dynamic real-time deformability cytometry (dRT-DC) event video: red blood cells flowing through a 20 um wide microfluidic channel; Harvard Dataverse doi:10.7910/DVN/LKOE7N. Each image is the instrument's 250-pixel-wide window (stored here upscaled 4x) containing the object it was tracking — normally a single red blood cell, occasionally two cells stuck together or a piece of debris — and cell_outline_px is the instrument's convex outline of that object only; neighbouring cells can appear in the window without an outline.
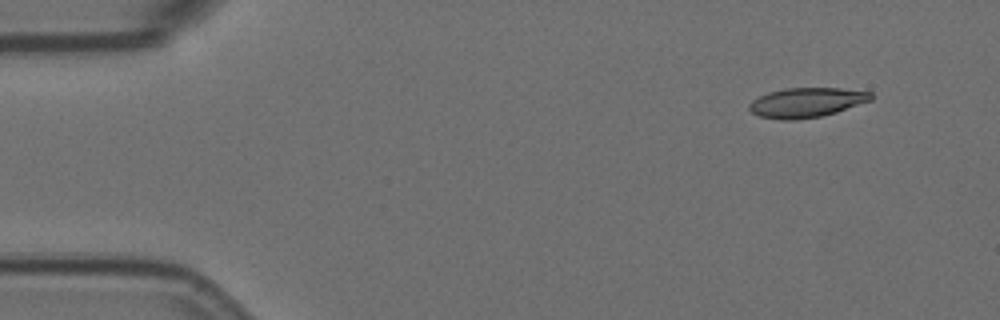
{"species": "Egyptian fruit bat (a non-hibernating species)", "species_latin": "Rousettus aegyptiacus", "temperature_condition": "room temperature", "stored_images_in_passage": 4, "segment_of_instrument_passage": [2, 2], "camera_frame_rate_fps": 3000, "um_per_image_px": 0.085, "animal": {"sex": "female"}, "frame": {"image": 1, "passage_image": 4, "time_ms": 1.0, "image_size_px": [1000, 320], "cell_outline_px": [[872, 100], [836, 112], [820, 116], [792, 120], [780, 120], [760, 116], [752, 112], [748, 108], [748, 104], [752, 100], [768, 92], [784, 88], [840, 88], [872, 92]], "centroid_in_image_um": [68.54, 8.7], "position_along_channel_um": 16.5, "area_um2": 20.98}}